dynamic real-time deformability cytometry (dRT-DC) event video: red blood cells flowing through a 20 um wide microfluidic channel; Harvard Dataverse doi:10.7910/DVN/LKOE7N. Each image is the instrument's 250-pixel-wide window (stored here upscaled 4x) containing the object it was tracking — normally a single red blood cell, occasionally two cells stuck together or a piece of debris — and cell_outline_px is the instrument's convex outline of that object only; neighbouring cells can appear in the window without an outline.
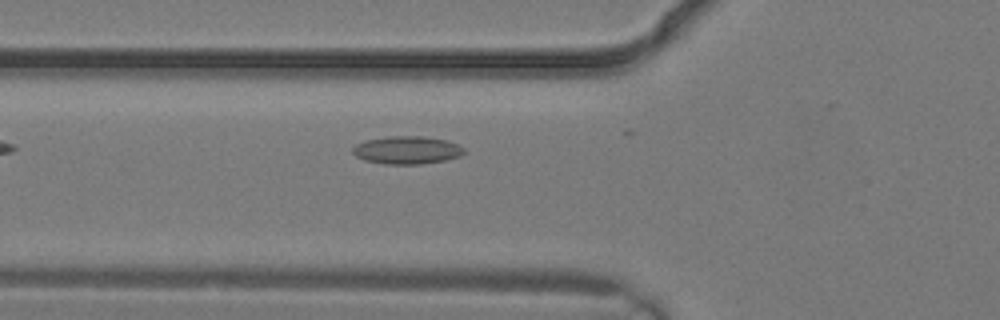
{"species": "common noctule bat (a hibernating species)", "species_latin": "Nyctalus noctula", "temperature_condition": "warm", "stored_images_in_passage": 3, "camera_frame_rate_fps": 3000, "um_per_image_px": 0.085, "animal": {"sex": "male", "body_mass_g": 19.2, "forearm_length_mm": 51.8}, "frame": {"image": 1, "passage_image": 3, "time_ms": 0.667, "image_size_px": [1000, 320], "cell_outline_px": [[464, 152], [460, 156], [444, 160], [420, 164], [384, 164], [364, 160], [356, 156], [352, 152], [352, 148], [356, 144], [368, 140], [388, 136], [420, 136], [448, 140], [464, 148]], "centroid_in_image_um": [34.58, 12.76], "position_along_channel_um": 91.2, "area_um2": 17.98}}